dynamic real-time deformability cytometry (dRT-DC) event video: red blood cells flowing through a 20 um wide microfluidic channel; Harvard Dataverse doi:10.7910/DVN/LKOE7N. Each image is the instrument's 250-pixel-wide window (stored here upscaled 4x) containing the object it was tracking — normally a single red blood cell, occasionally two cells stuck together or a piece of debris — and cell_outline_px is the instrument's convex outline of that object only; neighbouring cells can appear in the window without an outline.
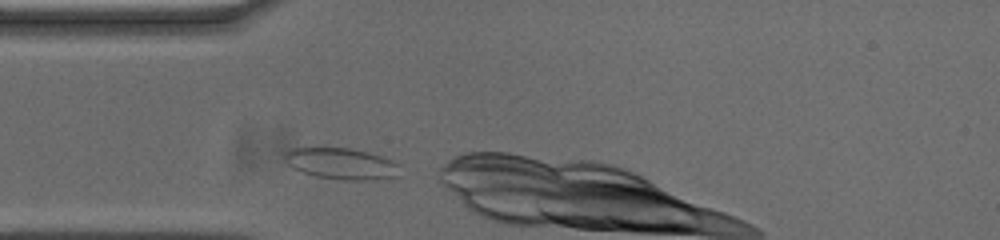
{"species": "common noctule bat (a hibernating species)", "species_latin": "Nyctalus noctula", "temperature_condition": "cold", "stored_images_in_passage": 30, "camera_frame_rate_fps": 3000, "um_per_image_px": 0.085, "animal": {"sex": "male", "body_mass_g": 20.0, "forearm_length_mm": 53.3}, "frame": {"image": 1, "passage_image": 1, "time_ms": 0.0, "image_size_px": [1000, 240], "cell_outline_px": [[400, 164], [396, 176], [376, 180], [344, 180], [316, 176], [292, 168], [284, 160], [284, 152], [288, 148], [352, 148], [368, 152], [392, 160]], "centroid_in_image_um": [29.0, 13.9], "position_along_channel_um": 56.0, "area_um2": 21.04}}
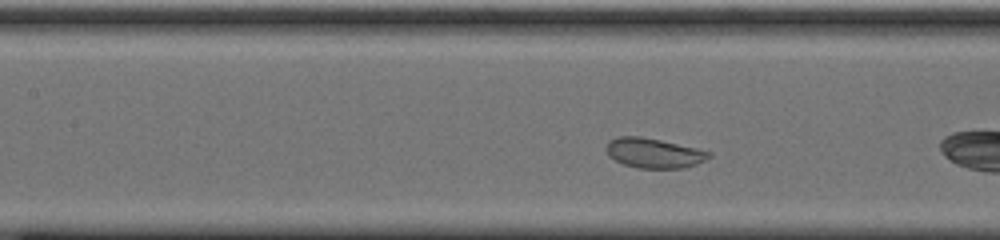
{"frame": {"image": 2, "passage_image": 9, "time_ms": 2.667, "image_size_px": [1000, 240], "cell_outline_px": [[712, 156], [696, 164], [684, 168], [636, 168], [624, 164], [608, 156], [604, 148], [608, 140], [616, 136], [640, 136], [660, 140], [696, 148], [712, 152]], "centroid_in_image_um": [55.53, 13.0], "position_along_channel_um": 151.9, "area_um2": 17.98}}
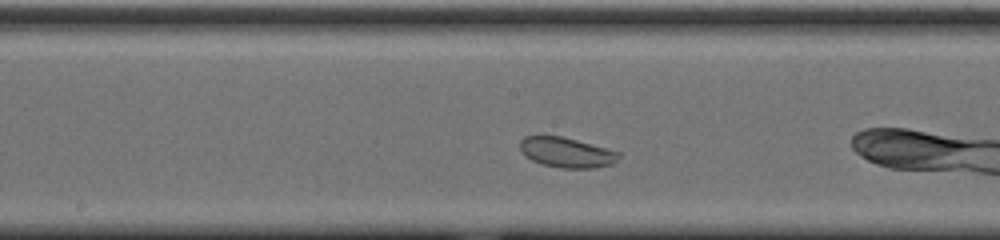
{"frame": {"image": 3, "passage_image": 13, "time_ms": 4.0, "image_size_px": [1000, 240], "cell_outline_px": [[620, 156], [612, 164], [592, 168], [560, 168], [540, 164], [524, 156], [520, 152], [520, 140], [524, 136], [560, 136], [576, 140], [620, 152]], "centroid_in_image_um": [48.11, 12.96], "position_along_channel_um": 200.1, "area_um2": 17.28}}